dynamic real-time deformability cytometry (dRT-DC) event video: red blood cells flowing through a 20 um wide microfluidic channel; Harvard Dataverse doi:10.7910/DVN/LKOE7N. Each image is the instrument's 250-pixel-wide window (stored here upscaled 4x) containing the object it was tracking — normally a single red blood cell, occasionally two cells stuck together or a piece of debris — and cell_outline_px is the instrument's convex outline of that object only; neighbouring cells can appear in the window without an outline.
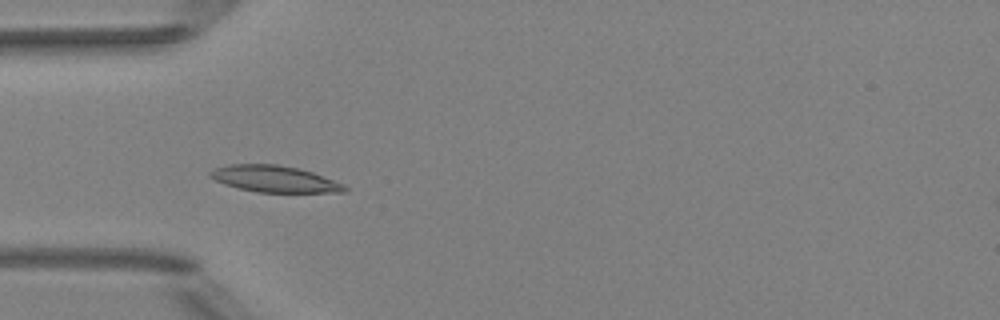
{"species": "Egyptian fruit bat (a non-hibernating species)", "species_latin": "Rousettus aegyptiacus", "temperature_condition": "room temperature", "stored_images_in_passage": 5, "camera_frame_rate_fps": 3000, "um_per_image_px": 0.085, "animal": {"sex": "female"}, "frame": {"image": 1, "passage_image": 4, "time_ms": 1.0, "image_size_px": [1000, 320], "cell_outline_px": [[348, 192], [256, 192], [224, 184], [208, 176], [208, 172], [212, 168], [232, 164], [276, 164], [300, 168], [312, 172], [344, 184], [348, 188]], "centroid_in_image_um": [23.32, 15.2], "position_along_channel_um": 61.7, "area_um2": 20.81}}
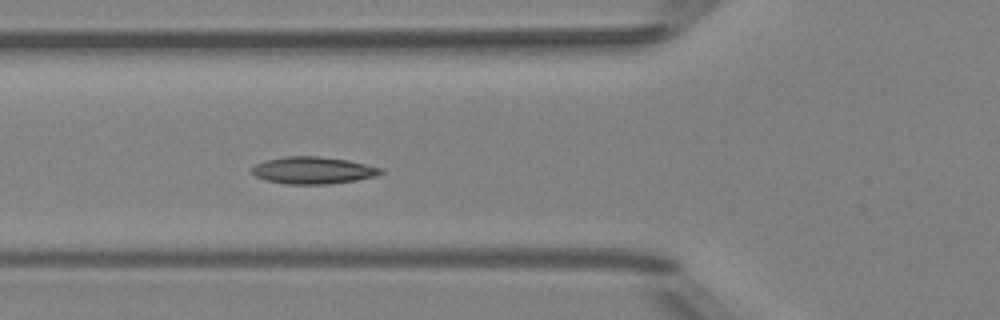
{"frame": {"image": 2, "passage_image": 5, "time_ms": 1.333, "image_size_px": [1000, 320], "cell_outline_px": [[384, 172], [376, 176], [356, 180], [328, 184], [284, 184], [268, 180], [256, 176], [248, 172], [248, 168], [264, 160], [284, 156], [320, 156], [348, 160], [384, 168]], "centroid_in_image_um": [26.58, 14.47], "position_along_channel_um": 99.2, "area_um2": 20.63}}